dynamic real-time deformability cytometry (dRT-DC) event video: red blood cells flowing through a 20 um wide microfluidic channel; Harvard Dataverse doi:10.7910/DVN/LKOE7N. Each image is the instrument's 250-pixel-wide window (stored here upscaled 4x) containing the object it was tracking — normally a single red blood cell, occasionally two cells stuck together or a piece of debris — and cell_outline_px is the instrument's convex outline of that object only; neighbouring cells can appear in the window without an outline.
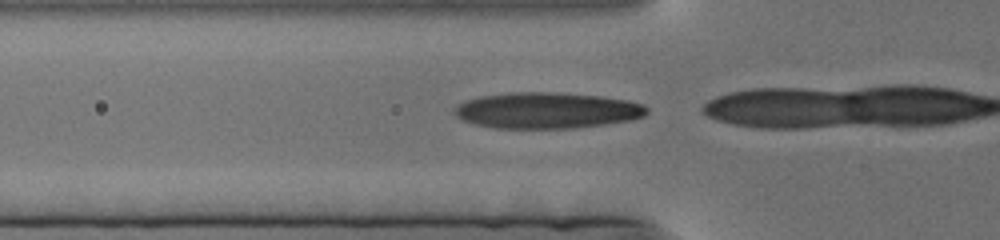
{"species": "human", "species_latin": "Homo sapiens", "temperature_condition": "cold", "stored_images_in_passage": 7, "camera_frame_rate_fps": 3000, "um_per_image_px": 0.085, "donor": {"sex": "female"}, "frame": {"image": 1, "passage_image": 2, "time_ms": 0.333, "image_size_px": [1000, 240], "cell_outline_px": [[648, 112], [644, 116], [632, 120], [604, 124], [572, 128], [492, 128], [476, 124], [464, 120], [456, 116], [452, 112], [464, 100], [480, 96], [512, 92], [552, 92], [600, 96], [628, 100], [644, 104], [648, 108]], "centroid_in_image_um": [46.5, 9.38], "position_along_channel_um": 79.3, "area_um2": 40.46}}